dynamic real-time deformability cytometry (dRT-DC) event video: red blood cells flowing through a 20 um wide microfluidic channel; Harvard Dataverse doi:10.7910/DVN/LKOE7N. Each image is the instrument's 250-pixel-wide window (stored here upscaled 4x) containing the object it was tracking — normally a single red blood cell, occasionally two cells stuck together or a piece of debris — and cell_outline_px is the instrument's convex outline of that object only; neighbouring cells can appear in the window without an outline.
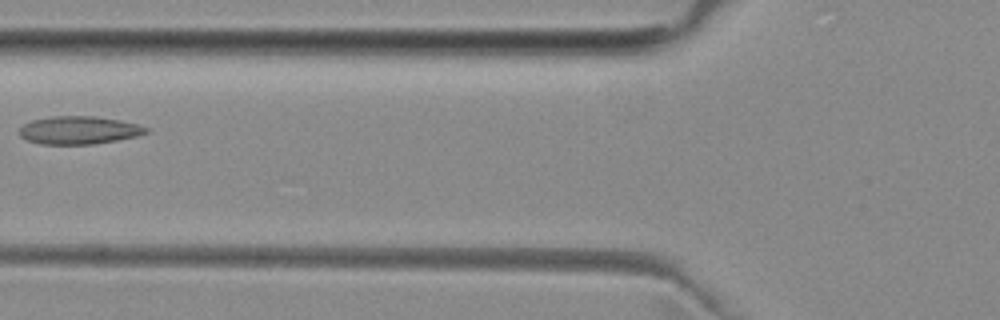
{"species": "common noctule bat (a hibernating species)", "species_latin": "Nyctalus noctula", "temperature_condition": "room temperature", "stored_images_in_passage": 3, "camera_frame_rate_fps": 3000, "um_per_image_px": 0.085, "animal": {"sex": "female", "body_mass_g": 29.2, "forearm_length_mm": 56.3}, "frame": {"image": 1, "passage_image": 3, "time_ms": 2.333, "image_size_px": [1000, 320], "cell_outline_px": [[148, 132], [136, 136], [116, 140], [92, 144], [40, 144], [28, 140], [20, 136], [20, 128], [24, 124], [32, 120], [48, 116], [96, 116], [120, 120], [140, 124], [148, 128]], "centroid_in_image_um": [6.71, 11.05], "position_along_channel_um": 119.1, "area_um2": 20.63}}